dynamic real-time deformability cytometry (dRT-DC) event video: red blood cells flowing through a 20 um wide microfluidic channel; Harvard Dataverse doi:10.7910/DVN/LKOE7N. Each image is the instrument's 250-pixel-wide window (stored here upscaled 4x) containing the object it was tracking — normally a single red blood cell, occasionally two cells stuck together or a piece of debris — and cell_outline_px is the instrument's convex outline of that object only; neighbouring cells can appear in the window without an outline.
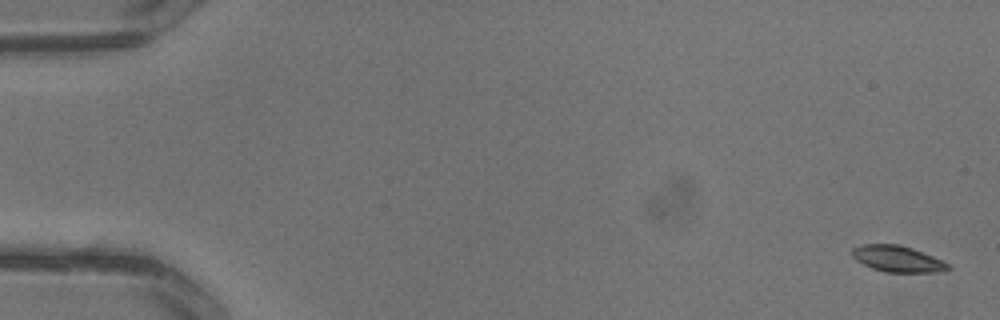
{"species": "common noctule bat (a hibernating species)", "species_latin": "Nyctalus noctula", "temperature_condition": "warm", "stored_images_in_passage": 3, "camera_frame_rate_fps": 3000, "um_per_image_px": 0.085, "animal": {"sex": "male", "body_mass_g": 13.3}, "frame": {"image": 1, "passage_image": 1, "time_ms": 0.0, "image_size_px": [1000, 320], "cell_outline_px": [[952, 268], [936, 272], [884, 272], [872, 268], [856, 260], [852, 256], [852, 248], [860, 244], [900, 244], [912, 248], [932, 256], [948, 264]], "centroid_in_image_um": [76.25, 21.99], "position_along_channel_um": 8.8, "area_um2": 14.57}}
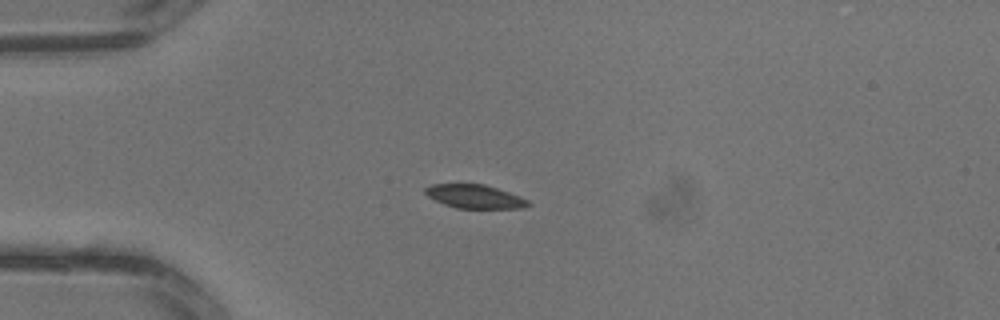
{"frame": {"image": 2, "passage_image": 3, "time_ms": 0.667, "image_size_px": [1000, 320], "cell_outline_px": [[532, 204], [524, 208], [456, 208], [444, 204], [428, 196], [424, 192], [424, 188], [432, 184], [484, 184], [520, 196], [528, 200]], "centroid_in_image_um": [40.36, 16.7], "position_along_channel_um": 44.6, "area_um2": 14.1}}